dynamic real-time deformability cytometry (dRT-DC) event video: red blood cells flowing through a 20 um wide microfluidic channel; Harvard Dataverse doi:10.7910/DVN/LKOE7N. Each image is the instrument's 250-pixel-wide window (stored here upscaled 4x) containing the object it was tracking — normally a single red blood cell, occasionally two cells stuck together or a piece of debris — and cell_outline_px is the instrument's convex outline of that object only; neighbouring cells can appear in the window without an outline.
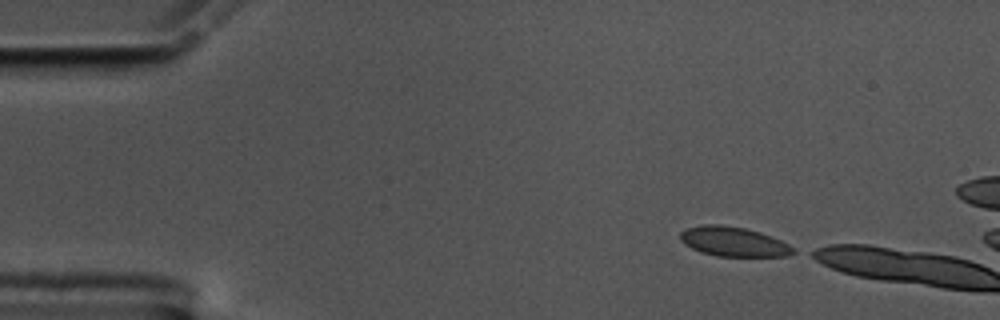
{"species": "common noctule bat (a hibernating species)", "species_latin": "Nyctalus noctula", "temperature_condition": "cold", "stored_images_in_passage": 3, "camera_frame_rate_fps": 3000, "um_per_image_px": 0.085, "animal": {"sex": "male", "body_mass_g": 17.5, "forearm_length_mm": 52.3}, "frame": {"image": 1, "passage_image": 1, "time_ms": 0.0, "image_size_px": [1000, 320], "cell_outline_px": [[796, 252], [788, 256], [716, 256], [700, 252], [684, 244], [680, 240], [680, 232], [688, 228], [700, 224], [720, 224], [744, 228], [760, 232], [772, 236], [796, 248]], "centroid_in_image_um": [62.35, 20.54], "position_along_channel_um": 22.6, "area_um2": 19.59}}